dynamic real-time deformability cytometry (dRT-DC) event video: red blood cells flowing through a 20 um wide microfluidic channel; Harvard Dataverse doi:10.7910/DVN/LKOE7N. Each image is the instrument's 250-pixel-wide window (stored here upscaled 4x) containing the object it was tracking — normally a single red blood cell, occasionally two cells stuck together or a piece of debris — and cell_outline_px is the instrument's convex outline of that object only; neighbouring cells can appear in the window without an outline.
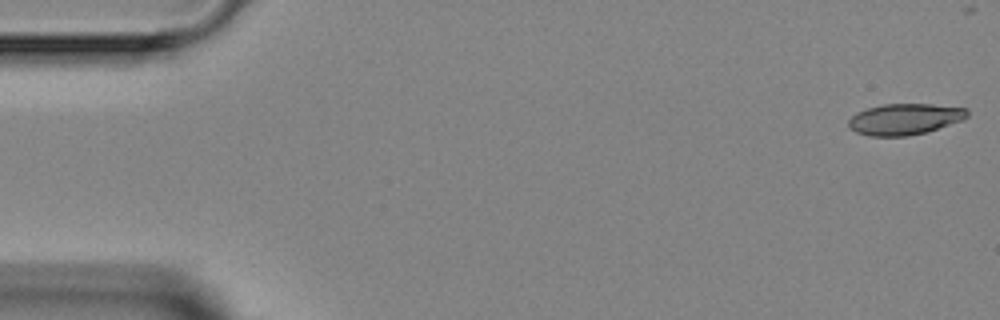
{"species": "Egyptian fruit bat (a non-hibernating species)", "species_latin": "Rousettus aegyptiacus", "temperature_condition": "room temperature", "stored_images_in_passage": 4, "camera_frame_rate_fps": 3000, "um_per_image_px": 0.085, "animal": {"sex": "female"}, "frame": {"image": 1, "passage_image": 1, "time_ms": 0.0, "image_size_px": [1000, 320], "cell_outline_px": [[968, 116], [964, 120], [924, 132], [908, 136], [868, 136], [856, 132], [848, 124], [848, 120], [856, 112], [868, 108], [884, 104], [932, 104], [968, 108]], "centroid_in_image_um": [76.91, 10.12], "position_along_channel_um": 8.1, "area_um2": 21.5}}